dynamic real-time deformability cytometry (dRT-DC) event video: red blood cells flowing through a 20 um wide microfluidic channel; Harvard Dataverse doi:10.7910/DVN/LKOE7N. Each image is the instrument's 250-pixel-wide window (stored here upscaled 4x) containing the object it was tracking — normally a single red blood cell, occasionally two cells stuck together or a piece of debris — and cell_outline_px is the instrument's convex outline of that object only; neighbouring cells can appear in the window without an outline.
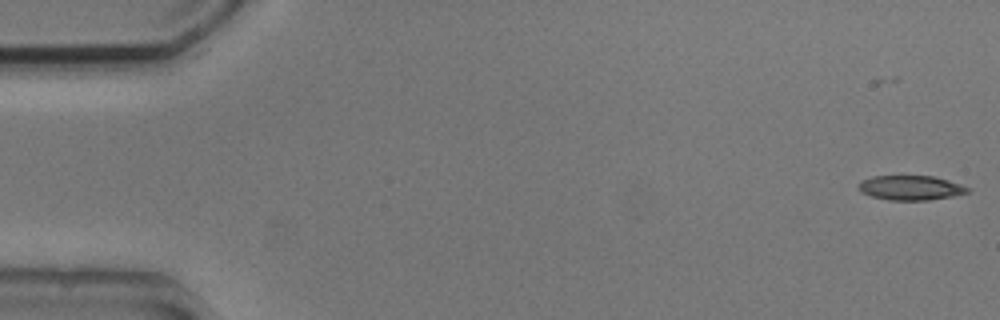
{"species": "common noctule bat (a hibernating species)", "species_latin": "Nyctalus noctula", "temperature_condition": "cold", "stored_images_in_passage": 54, "camera_frame_rate_fps": 3000, "um_per_image_px": 0.085, "animal": {"sex": "male", "body_mass_g": 20.5, "forearm_length_mm": 52.5}, "frame": {"image": 1, "passage_image": 2, "time_ms": 0.333, "image_size_px": [1000, 320], "cell_outline_px": [[972, 188], [968, 192], [952, 196], [928, 200], [888, 200], [872, 196], [860, 192], [856, 188], [860, 180], [872, 176], [932, 176], [948, 180]], "centroid_in_image_um": [77.36, 15.96], "position_along_channel_um": 7.6, "area_um2": 15.72}}
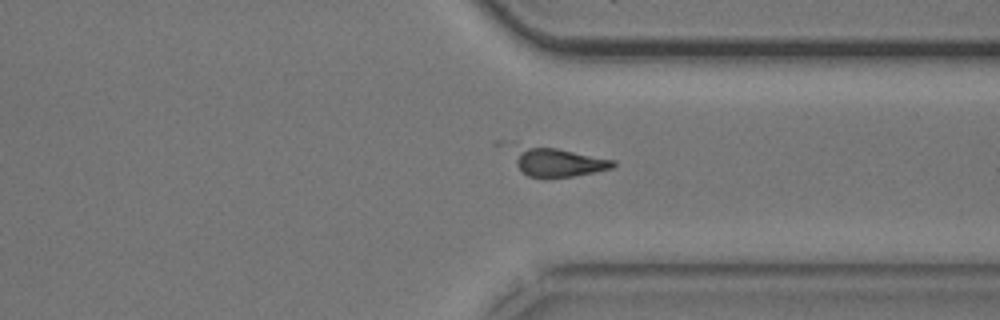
{"frame": {"image": 2, "passage_image": 41, "time_ms": 13.333, "image_size_px": [1000, 320], "cell_outline_px": [[616, 164], [612, 168], [572, 176], [548, 180], [528, 176], [516, 164], [516, 160], [524, 144], [556, 148], [616, 160]], "centroid_in_image_um": [47.49, 13.82], "position_along_channel_um": 363.9, "area_um2": 16.53}}
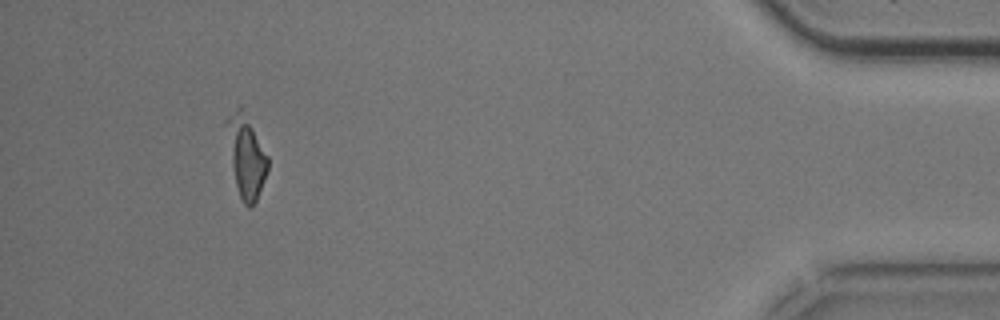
{"frame": {"image": 3, "passage_image": 50, "time_ms": 16.333, "image_size_px": [1000, 320], "cell_outline_px": [[268, 168], [256, 200], [248, 208], [244, 204], [240, 196], [236, 184], [224, 124], [224, 120], [240, 104], [268, 156]], "centroid_in_image_um": [20.89, 13.23], "position_along_channel_um": 414.3, "area_um2": 19.07}, "authors_computed_cell_mechanics": {"area_um2": 16.762, "velocity_mm_per_s": 3.7999, "shape_relaxation_time_tau1_ms": 4.3846, "shape_relaxation_time_tau2_ms": null, "deformation_change_tau1": 0.1476, "deformation_change_tau2": null}}